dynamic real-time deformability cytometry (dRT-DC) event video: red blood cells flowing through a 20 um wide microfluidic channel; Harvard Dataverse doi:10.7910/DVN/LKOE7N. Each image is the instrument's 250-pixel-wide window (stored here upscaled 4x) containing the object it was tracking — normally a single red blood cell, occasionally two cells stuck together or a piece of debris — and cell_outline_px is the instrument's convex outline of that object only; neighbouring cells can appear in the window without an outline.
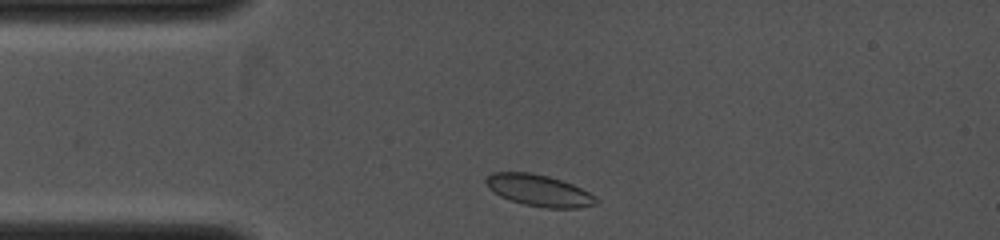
{"species": "common noctule bat (a hibernating species)", "species_latin": "Nyctalus noctula", "temperature_condition": "cold", "stored_images_in_passage": 25, "camera_frame_rate_fps": 4000, "um_per_image_px": 0.085, "animal": {"sex": "female", "body_mass_g": 19.0, "forearm_length_mm": 53.3}, "frame": {"image": 1, "passage_image": 2, "time_ms": 0.25, "image_size_px": [1000, 240], "cell_outline_px": [[600, 200], [596, 204], [580, 208], [544, 208], [524, 204], [500, 196], [488, 188], [484, 180], [492, 172], [532, 172], [548, 176], [572, 184], [596, 196]], "centroid_in_image_um": [45.82, 16.19], "position_along_channel_um": 39.2, "area_um2": 20.29}}
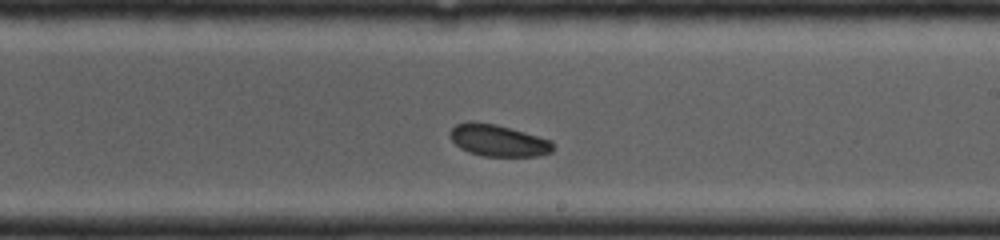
{"frame": {"image": 2, "passage_image": 16, "time_ms": 4.75, "image_size_px": [1000, 240], "cell_outline_px": [[552, 152], [536, 156], [484, 156], [468, 152], [460, 148], [448, 136], [448, 132], [456, 124], [468, 120], [472, 120], [496, 124], [552, 140]], "centroid_in_image_um": [42.29, 11.92], "position_along_channel_um": 246.7, "area_um2": 19.19}}
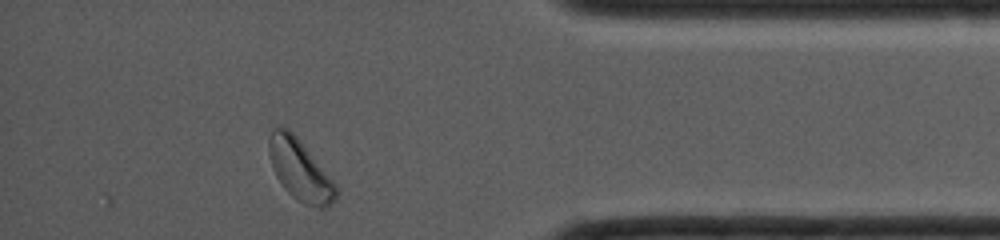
{"frame": {"image": 3, "passage_image": 25, "time_ms": 8.25, "image_size_px": [1000, 240], "cell_outline_px": [[336, 200], [324, 208], [316, 208], [304, 204], [292, 196], [284, 188], [276, 176], [272, 168], [268, 148], [268, 140], [272, 132], [276, 128], [288, 128], [296, 136], [336, 184]], "centroid_in_image_um": [25.49, 14.48], "position_along_channel_um": 409.7, "area_um2": 23.41}}